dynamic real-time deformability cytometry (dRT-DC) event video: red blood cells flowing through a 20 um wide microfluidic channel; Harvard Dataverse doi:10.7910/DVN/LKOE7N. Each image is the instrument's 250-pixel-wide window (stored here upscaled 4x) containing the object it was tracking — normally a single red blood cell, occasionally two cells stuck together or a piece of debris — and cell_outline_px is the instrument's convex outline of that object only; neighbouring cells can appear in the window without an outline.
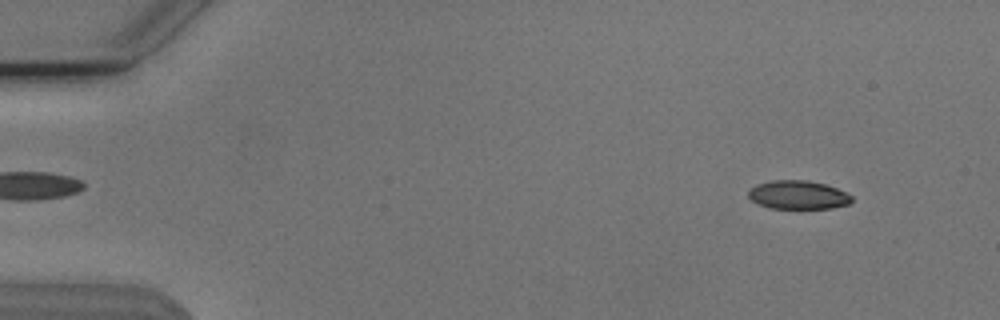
{"species": "Egyptian fruit bat (a non-hibernating species)", "species_latin": "Rousettus aegyptiacus", "temperature_condition": "cold", "stored_images_in_passage": 54, "camera_frame_rate_fps": 3000, "um_per_image_px": 0.085, "animal": {"sex": "male"}, "frame": {"image": 1, "passage_image": 5, "time_ms": 1.333, "image_size_px": [1000, 320], "cell_outline_px": [[852, 200], [848, 204], [832, 208], [772, 208], [756, 204], [748, 196], [748, 192], [756, 184], [772, 180], [808, 180], [824, 184], [836, 188], [852, 196]], "centroid_in_image_um": [67.81, 16.56], "position_along_channel_um": 17.2, "area_um2": 17.11}}
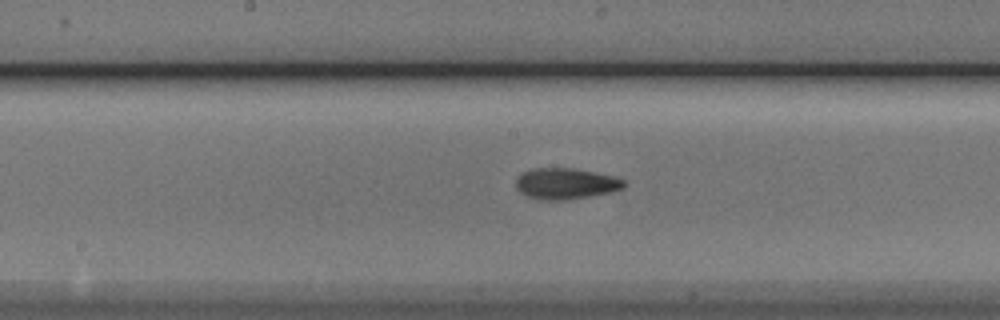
{"frame": {"image": 2, "passage_image": 28, "time_ms": 9.0, "image_size_px": [1000, 320], "cell_outline_px": [[624, 188], [612, 192], [568, 200], [536, 200], [520, 192], [516, 188], [516, 176], [532, 168], [572, 168], [612, 176], [624, 180]], "centroid_in_image_um": [48.04, 15.62], "position_along_channel_um": 200.2, "area_um2": 19.59}}
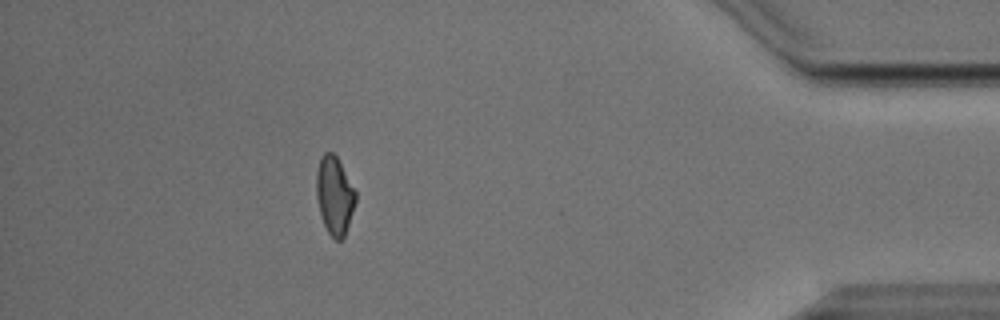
{"frame": {"image": 3, "passage_image": 48, "time_ms": 15.667, "image_size_px": [1000, 320], "cell_outline_px": [[356, 200], [344, 236], [340, 240], [336, 240], [328, 232], [324, 224], [320, 212], [316, 196], [316, 172], [320, 156], [324, 152], [332, 152], [336, 156], [356, 192]], "centroid_in_image_um": [28.41, 16.58], "position_along_channel_um": 406.8, "area_um2": 17.57}, "authors_computed_cell_mechanics": {"area_um2": 18.3804, "velocity_mm_per_s": 3.8157, "shape_relaxation_time_tau1_ms": 3.7791, "shape_relaxation_time_tau2_ms": 3.1677, "deformation_change_tau1": 0.1217, "deformation_change_tau2": 0.0934}}